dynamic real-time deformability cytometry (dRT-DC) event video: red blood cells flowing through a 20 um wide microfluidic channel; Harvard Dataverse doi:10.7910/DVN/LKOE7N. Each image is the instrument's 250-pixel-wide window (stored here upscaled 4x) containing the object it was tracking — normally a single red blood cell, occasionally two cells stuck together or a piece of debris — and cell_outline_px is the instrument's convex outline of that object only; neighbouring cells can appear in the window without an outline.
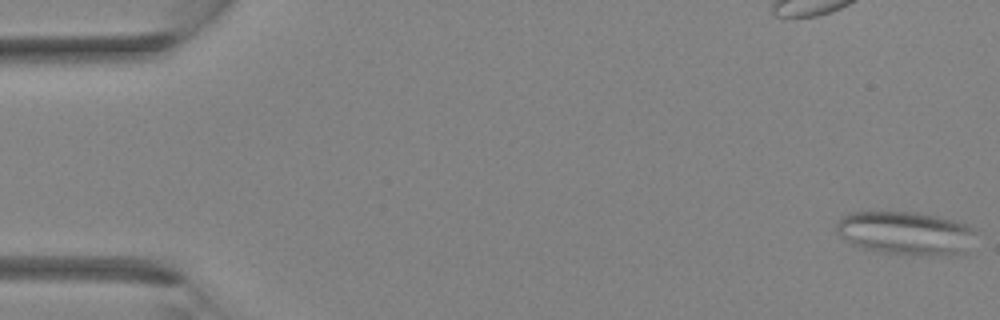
{"species": "Egyptian fruit bat (a non-hibernating species)", "species_latin": "Rousettus aegyptiacus", "temperature_condition": "room temperature", "stored_images_in_passage": 36, "camera_frame_rate_fps": 3000, "um_per_image_px": 0.085, "animal": {"sex": "female"}, "frame": {"image": 1, "passage_image": 1, "time_ms": 0.0, "image_size_px": [1000, 320], "cell_outline_px": [[976, 232], [964, 252], [952, 256], [884, 252], [860, 248], [844, 240], [840, 236], [836, 228], [836, 224], [848, 212], [916, 212], [940, 216], [968, 224], [976, 228]], "centroid_in_image_um": [77.0, 19.8], "position_along_channel_um": 8.0, "area_um2": 35.2}}
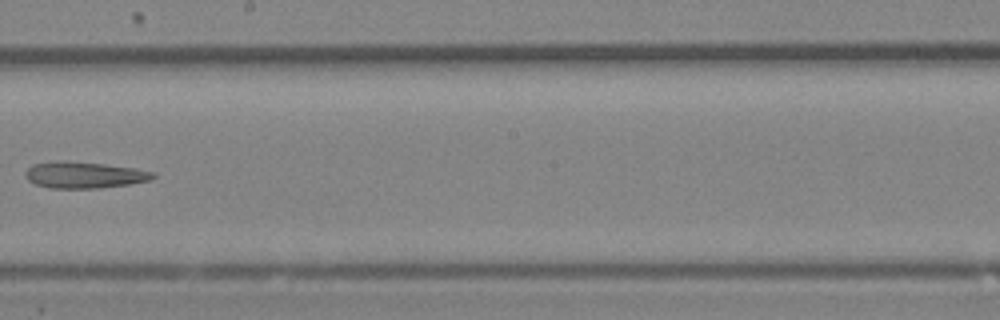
{"frame": {"image": 2, "passage_image": 21, "time_ms": 6.667, "image_size_px": [1000, 320], "cell_outline_px": [[156, 176], [152, 180], [128, 184], [100, 188], [52, 188], [36, 184], [28, 180], [24, 176], [24, 172], [32, 164], [56, 160], [68, 160], [104, 164], [136, 168], [156, 172]], "centroid_in_image_um": [7.16, 14.85], "position_along_channel_um": 241.0, "area_um2": 19.94}}
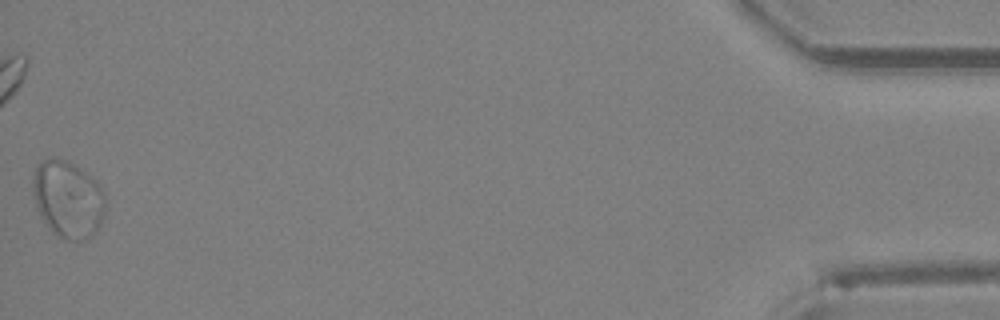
{"frame": {"image": 3, "passage_image": 36, "time_ms": 11.667, "image_size_px": [1000, 320], "cell_outline_px": [[104, 216], [96, 232], [92, 236], [84, 240], [72, 240], [56, 236], [52, 232], [40, 216], [36, 208], [32, 192], [32, 180], [36, 168], [44, 160], [52, 156], [56, 156], [68, 160], [96, 180], [104, 192]], "centroid_in_image_um": [5.76, 16.92], "position_along_channel_um": 429.4, "area_um2": 32.89}}